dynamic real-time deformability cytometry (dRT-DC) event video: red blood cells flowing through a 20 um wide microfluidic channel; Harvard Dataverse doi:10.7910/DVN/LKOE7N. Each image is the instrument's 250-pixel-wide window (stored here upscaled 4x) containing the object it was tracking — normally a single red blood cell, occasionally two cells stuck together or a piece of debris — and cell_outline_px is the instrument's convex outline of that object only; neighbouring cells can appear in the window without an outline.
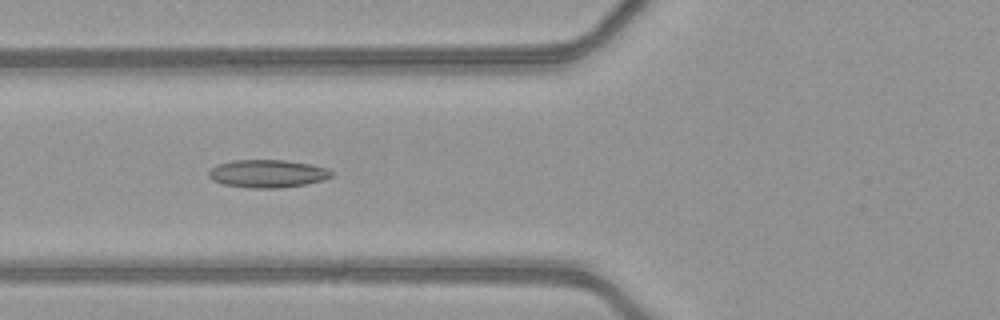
{"species": "common noctule bat (a hibernating species)", "species_latin": "Nyctalus noctula", "temperature_condition": "warm", "stored_images_in_passage": 49, "camera_frame_rate_fps": 3000, "um_per_image_px": 0.085, "animal": {"sex": "female", "body_mass_g": 21.9}, "frame": {"image": 1, "passage_image": 18, "time_ms": 5.667, "image_size_px": [1000, 320], "cell_outline_px": [[332, 176], [324, 180], [308, 184], [276, 188], [252, 188], [224, 184], [212, 180], [208, 176], [208, 172], [216, 164], [232, 160], [284, 160], [312, 164], [328, 168], [332, 172]], "centroid_in_image_um": [22.75, 14.75], "position_along_channel_um": 103.0, "area_um2": 20.06}}
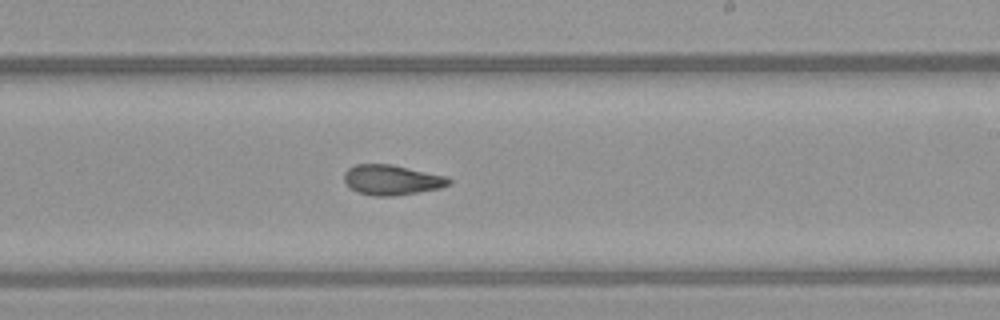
{"frame": {"image": 2, "passage_image": 29, "time_ms": 9.333, "image_size_px": [1000, 320], "cell_outline_px": [[452, 184], [440, 188], [392, 196], [376, 196], [356, 192], [344, 180], [344, 172], [348, 168], [356, 164], [392, 164], [448, 176], [452, 180]], "centroid_in_image_um": [33.33, 15.28], "position_along_channel_um": 255.7, "area_um2": 18.44}}
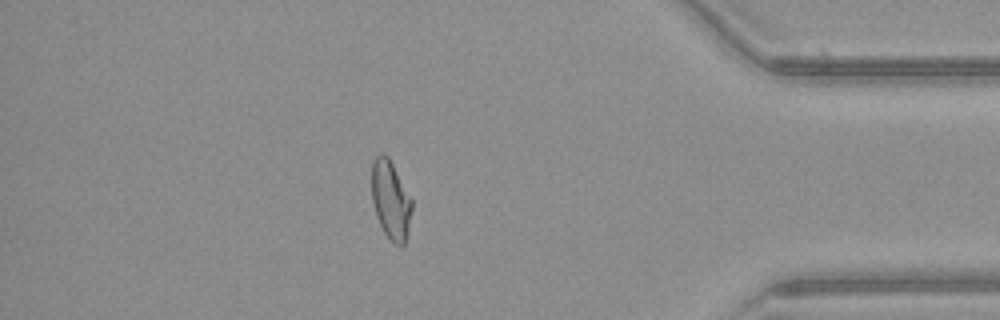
{"frame": {"image": 3, "passage_image": 42, "time_ms": 13.667, "image_size_px": [1000, 320], "cell_outline_px": [[412, 208], [408, 232], [404, 244], [400, 248], [384, 232], [376, 216], [372, 200], [372, 160], [380, 152], [384, 152], [388, 156], [412, 196]], "centroid_in_image_um": [33.22, 16.95], "position_along_channel_um": 402.0, "area_um2": 18.67}}